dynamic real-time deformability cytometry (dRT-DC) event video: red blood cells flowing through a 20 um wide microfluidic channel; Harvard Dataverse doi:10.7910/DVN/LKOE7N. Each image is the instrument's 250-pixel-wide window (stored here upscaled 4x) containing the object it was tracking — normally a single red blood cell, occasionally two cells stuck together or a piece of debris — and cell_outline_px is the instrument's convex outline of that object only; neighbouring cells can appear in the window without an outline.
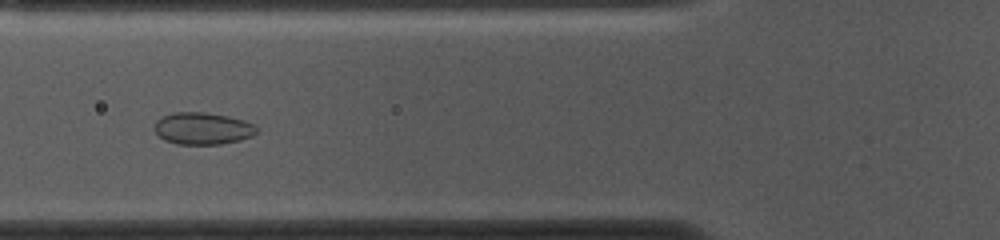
{"species": "common noctule bat (a hibernating species)", "species_latin": "Nyctalus noctula", "temperature_condition": "cold", "stored_images_in_passage": 54, "camera_frame_rate_fps": 3000, "um_per_image_px": 0.085, "animal": {"sex": "female", "body_mass_g": 10.0, "forearm_length_mm": 53.1}, "frame": {"image": 1, "passage_image": 19, "time_ms": 6.0, "image_size_px": [1000, 240], "cell_outline_px": [[256, 132], [252, 136], [240, 140], [220, 144], [176, 144], [164, 140], [152, 128], [156, 120], [164, 116], [176, 112], [204, 112], [228, 116], [244, 120], [256, 124]], "centroid_in_image_um": [17.22, 10.92], "position_along_channel_um": 108.6, "area_um2": 19.13}}
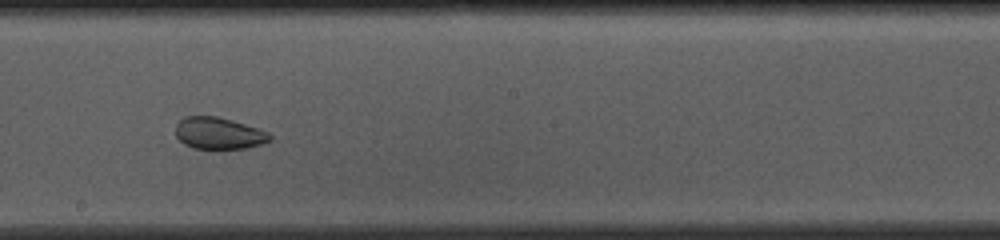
{"frame": {"image": 2, "passage_image": 29, "time_ms": 9.333, "image_size_px": [1000, 240], "cell_outline_px": [[272, 140], [248, 148], [192, 148], [184, 144], [176, 136], [176, 124], [184, 116], [216, 116], [232, 120], [268, 132], [272, 136]], "centroid_in_image_um": [18.58, 11.32], "position_along_channel_um": 229.6, "area_um2": 17.34}}
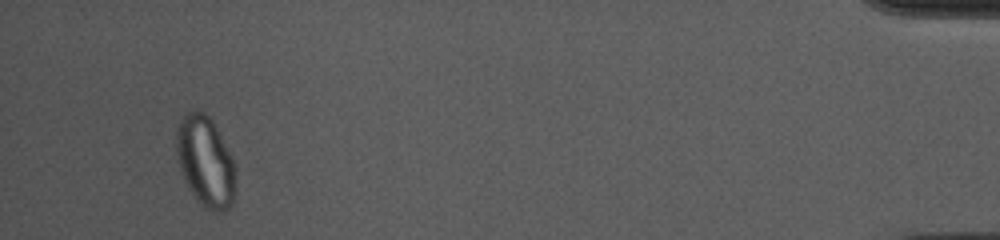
{"frame": {"image": 3, "passage_image": 51, "time_ms": 16.667, "image_size_px": [1000, 240], "cell_outline_px": [[232, 204], [224, 212], [212, 212], [196, 200], [188, 188], [184, 180], [176, 156], [176, 132], [180, 120], [188, 112], [204, 112], [212, 120], [232, 160]], "centroid_in_image_um": [17.39, 13.74], "position_along_channel_um": 417.8, "area_um2": 30.23}}